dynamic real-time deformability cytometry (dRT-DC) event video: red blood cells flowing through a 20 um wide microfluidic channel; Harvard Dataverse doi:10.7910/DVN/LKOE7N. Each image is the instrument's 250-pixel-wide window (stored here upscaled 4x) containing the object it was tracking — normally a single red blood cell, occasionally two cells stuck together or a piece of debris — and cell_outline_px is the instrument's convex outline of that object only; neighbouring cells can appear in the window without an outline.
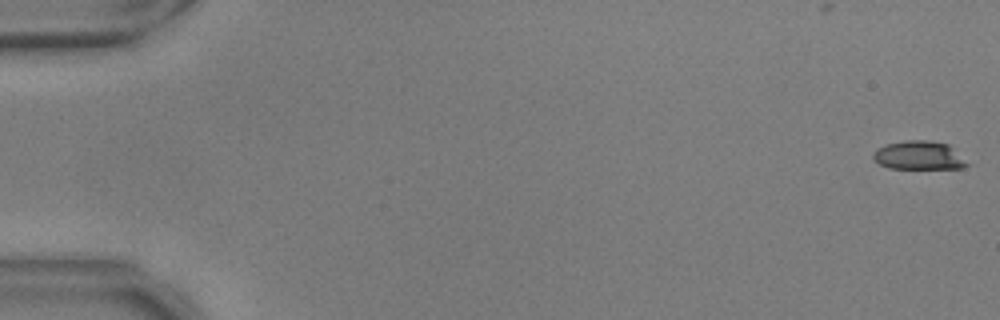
{"species": "common noctule bat (a hibernating species)", "species_latin": "Nyctalus noctula", "temperature_condition": "warm", "stored_images_in_passage": 10, "camera_frame_rate_fps": 3000, "um_per_image_px": 0.085, "animal": {"sex": "male", "body_mass_g": 17.9, "forearm_length_mm": 54.2}, "frame": {"image": 1, "passage_image": 1, "time_ms": 0.0, "image_size_px": [1000, 320], "cell_outline_px": [[968, 164], [960, 168], [888, 168], [880, 164], [872, 156], [872, 152], [888, 144], [908, 140], [928, 140], [948, 144]], "centroid_in_image_um": [78.07, 13.21], "position_along_channel_um": 6.9, "area_um2": 15.2}}